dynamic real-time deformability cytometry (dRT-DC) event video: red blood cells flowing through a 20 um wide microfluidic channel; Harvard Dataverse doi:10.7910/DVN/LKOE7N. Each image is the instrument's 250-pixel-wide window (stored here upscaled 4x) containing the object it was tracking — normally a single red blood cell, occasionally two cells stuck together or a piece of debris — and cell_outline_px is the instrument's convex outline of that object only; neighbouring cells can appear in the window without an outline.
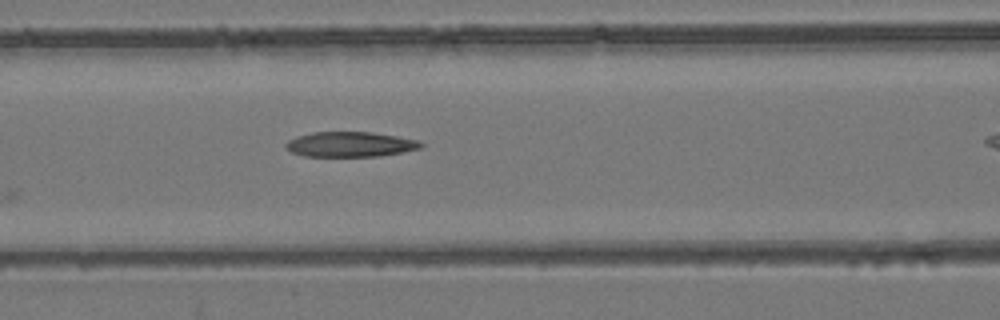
{"species": "common noctule bat (a hibernating species)", "species_latin": "Nyctalus noctula", "temperature_condition": "room temperature", "stored_images_in_passage": 6, "camera_frame_rate_fps": 3000, "um_per_image_px": 0.085, "animal": {"sex": "female", "body_mass_g": 24.6, "forearm_length_mm": 56.2}, "frame": {"image": 1, "passage_image": 4, "time_ms": 1.0, "image_size_px": [1000, 320], "cell_outline_px": [[424, 148], [380, 156], [304, 156], [292, 152], [284, 148], [284, 144], [288, 140], [296, 136], [312, 132], [372, 132], [420, 140], [424, 144]], "centroid_in_image_um": [29.78, 12.26], "position_along_channel_um": 136.8, "area_um2": 19.94}}